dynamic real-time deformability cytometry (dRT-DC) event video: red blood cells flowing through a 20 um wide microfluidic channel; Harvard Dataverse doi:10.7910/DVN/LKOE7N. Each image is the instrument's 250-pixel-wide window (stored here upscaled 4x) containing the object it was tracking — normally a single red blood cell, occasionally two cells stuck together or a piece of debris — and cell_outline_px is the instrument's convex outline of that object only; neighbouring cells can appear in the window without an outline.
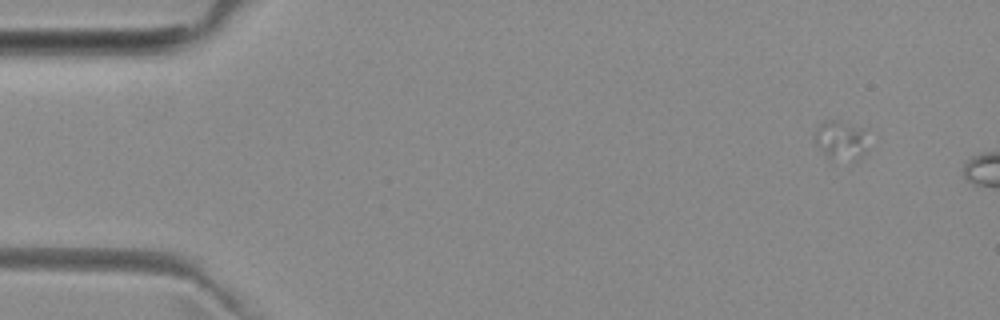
{"species": "common noctule bat (a hibernating species)", "species_latin": "Nyctalus noctula", "temperature_condition": "room temperature", "stored_images_in_passage": 3, "camera_frame_rate_fps": 3000, "um_per_image_px": 0.085, "animal": {"sex": "female", "body_mass_g": 29.2, "forearm_length_mm": 56.3}, "frame": {"image": 1, "passage_image": 1, "time_ms": 0.0, "image_size_px": [1000, 320], "cell_outline_px": [[868, 152], [856, 160], [828, 156], [816, 144], [816, 132], [820, 124], [828, 120], [836, 120], [868, 128]], "centroid_in_image_um": [71.61, 11.87], "position_along_channel_um": 13.4, "area_um2": 12.14}}